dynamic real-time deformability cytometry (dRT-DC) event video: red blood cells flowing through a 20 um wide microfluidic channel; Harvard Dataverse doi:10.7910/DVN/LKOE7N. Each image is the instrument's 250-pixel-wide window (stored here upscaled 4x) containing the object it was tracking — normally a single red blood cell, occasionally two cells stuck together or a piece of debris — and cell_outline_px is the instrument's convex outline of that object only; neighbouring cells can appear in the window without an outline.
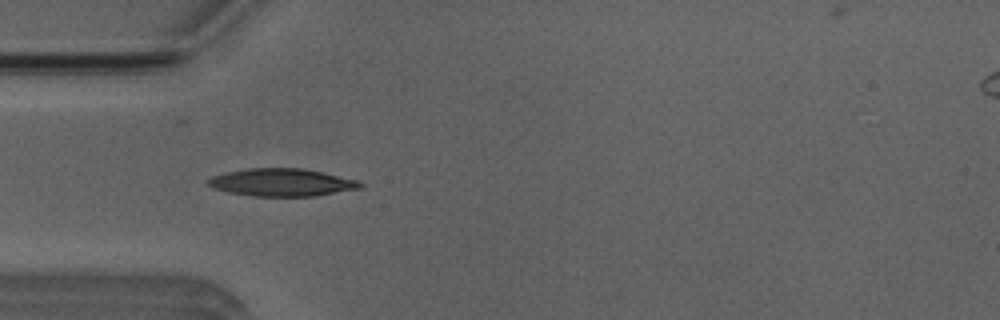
{"species": "Egyptian fruit bat (a non-hibernating species)", "species_latin": "Rousettus aegyptiacus", "temperature_condition": "room temperature", "stored_images_in_passage": 5, "camera_frame_rate_fps": 3000, "um_per_image_px": 0.085, "animal": {"sex": "male"}, "frame": {"image": 1, "passage_image": 4, "time_ms": 3.667, "image_size_px": [1000, 320], "cell_outline_px": [[364, 184], [360, 188], [316, 196], [252, 196], [228, 192], [212, 188], [204, 184], [204, 180], [212, 176], [228, 172], [248, 168], [304, 168], [360, 180]], "centroid_in_image_um": [23.93, 15.5], "position_along_channel_um": 61.1, "area_um2": 24.8}}